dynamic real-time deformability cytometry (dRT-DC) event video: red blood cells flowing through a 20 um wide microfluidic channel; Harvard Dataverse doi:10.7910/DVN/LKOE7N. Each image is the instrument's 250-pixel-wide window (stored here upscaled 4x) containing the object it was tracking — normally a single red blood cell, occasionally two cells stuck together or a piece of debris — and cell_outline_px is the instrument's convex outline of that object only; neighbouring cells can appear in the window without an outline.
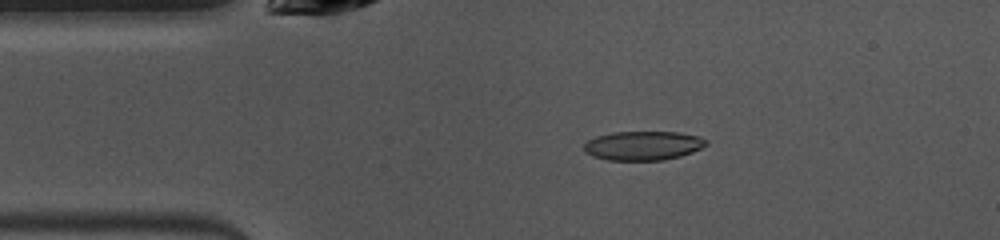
{"species": "common noctule bat (a hibernating species)", "species_latin": "Nyctalus noctula", "temperature_condition": "warm", "stored_images_in_passage": 46, "camera_frame_rate_fps": 3000, "um_per_image_px": 0.085, "animal": {"sex": "female", "body_mass_g": 10.0, "forearm_length_mm": 53.1}, "frame": {"image": 1, "passage_image": 6, "time_ms": 1.667, "image_size_px": [1000, 240], "cell_outline_px": [[708, 144], [692, 152], [680, 156], [664, 160], [608, 160], [592, 156], [584, 152], [584, 144], [588, 140], [596, 136], [612, 132], [676, 132], [700, 136], [708, 140]], "centroid_in_image_um": [54.66, 12.37], "position_along_channel_um": 30.3, "area_um2": 20.81}}
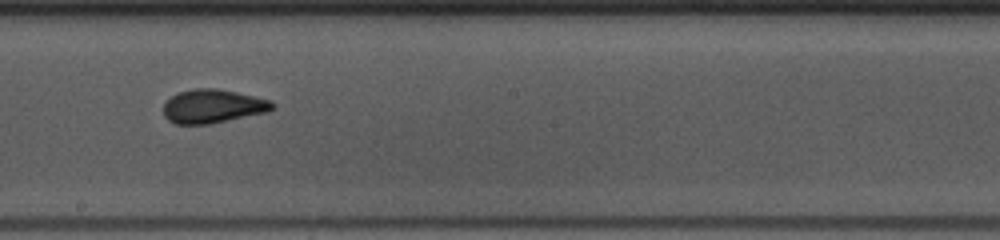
{"frame": {"image": 2, "passage_image": 23, "time_ms": 7.333, "image_size_px": [1000, 240], "cell_outline_px": [[276, 108], [268, 112], [208, 124], [176, 124], [168, 120], [164, 116], [164, 104], [172, 96], [180, 92], [192, 88], [216, 88], [236, 92], [272, 100], [276, 104]], "centroid_in_image_um": [18.13, 9.03], "position_along_channel_um": 230.1, "area_um2": 21.44}}
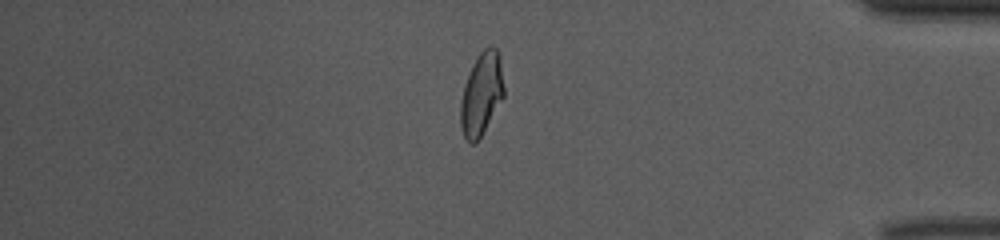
{"frame": {"image": 3, "passage_image": 38, "time_ms": 12.333, "image_size_px": [1000, 240], "cell_outline_px": [[504, 96], [480, 136], [472, 144], [464, 136], [460, 124], [460, 100], [464, 84], [472, 64], [480, 52], [488, 44], [492, 44], [496, 48], [500, 60], [504, 88]], "centroid_in_image_um": [40.91, 7.92], "position_along_channel_um": 394.3, "area_um2": 20.69}, "authors_computed_cell_mechanics": {"area_um2": 20.8947, "velocity_mm_per_s": 3.9896, "shape_relaxation_time_tau1_ms": 5.2074, "shape_relaxation_time_tau2_ms": 1.5109, "deformation_change_tau1": 0.171, "deformation_change_tau2": 0.0518}}